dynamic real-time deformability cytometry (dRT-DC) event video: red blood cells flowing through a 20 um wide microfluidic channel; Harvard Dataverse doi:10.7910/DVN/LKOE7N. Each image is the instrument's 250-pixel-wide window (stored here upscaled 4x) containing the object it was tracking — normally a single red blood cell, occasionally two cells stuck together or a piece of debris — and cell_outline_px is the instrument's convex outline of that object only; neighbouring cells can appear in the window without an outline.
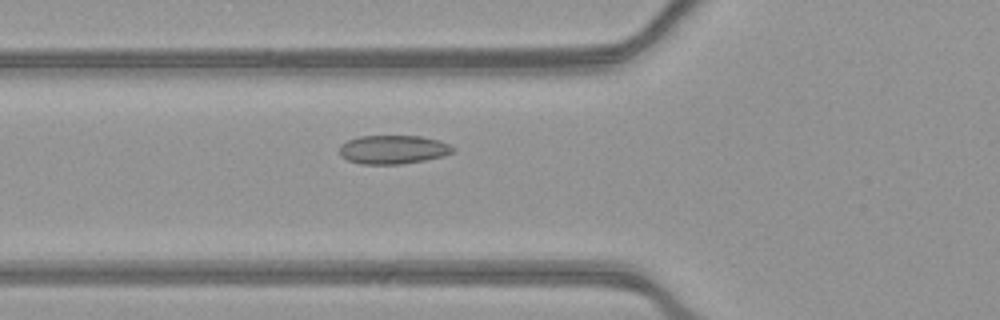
{"species": "common noctule bat (a hibernating species)", "species_latin": "Nyctalus noctula", "temperature_condition": "warm", "stored_images_in_passage": 53, "camera_frame_rate_fps": 3000, "um_per_image_px": 0.085, "animal": {"sex": "female", "body_mass_g": 21.9}, "frame": {"image": 1, "passage_image": 20, "time_ms": 6.333, "image_size_px": [1000, 320], "cell_outline_px": [[456, 148], [452, 152], [444, 156], [424, 160], [400, 164], [360, 164], [348, 160], [340, 156], [340, 144], [348, 140], [360, 136], [420, 136], [440, 140]], "centroid_in_image_um": [33.41, 12.71], "position_along_channel_um": 92.4, "area_um2": 19.02}}
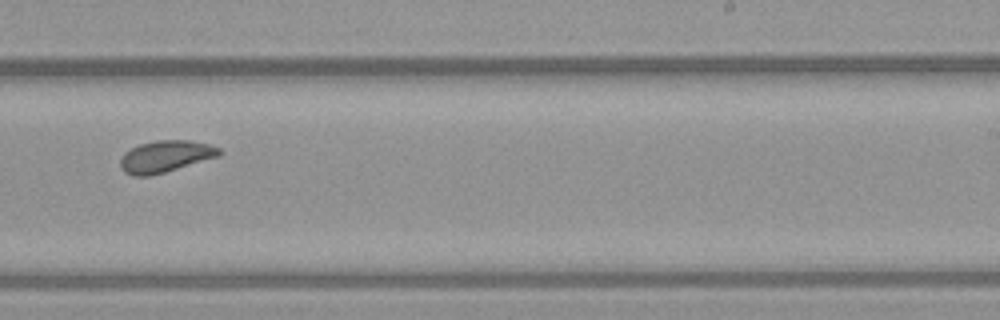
{"frame": {"image": 2, "passage_image": 34, "time_ms": 11.0, "image_size_px": [1000, 320], "cell_outline_px": [[224, 152], [220, 156], [164, 172], [148, 176], [132, 176], [124, 172], [120, 168], [120, 160], [124, 152], [140, 144], [156, 140], [188, 140], [208, 144], [220, 148]], "centroid_in_image_um": [14.06, 13.29], "position_along_channel_um": 274.9, "area_um2": 18.32}}
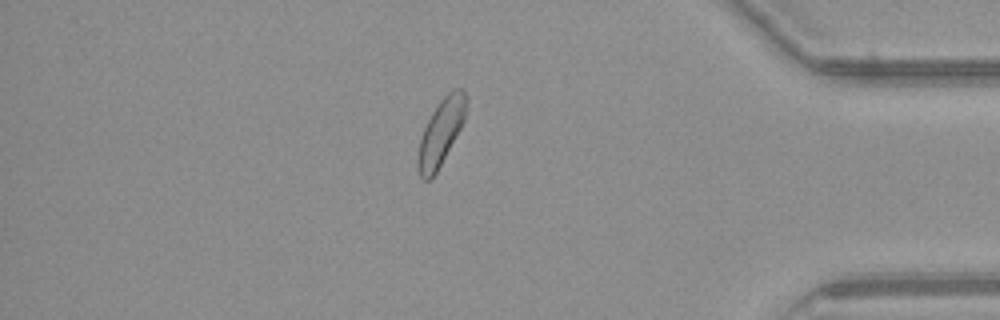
{"frame": {"image": 3, "passage_image": 46, "time_ms": 15.0, "image_size_px": [1000, 320], "cell_outline_px": [[468, 104], [464, 120], [460, 128], [432, 180], [424, 180], [420, 176], [416, 164], [416, 156], [420, 140], [424, 128], [432, 112], [440, 100], [452, 88], [460, 88], [464, 92], [468, 100]], "centroid_in_image_um": [37.46, 11.24], "position_along_channel_um": 397.7, "area_um2": 18.61}, "authors_computed_cell_mechanics": {"area_um2": 18.7272, "velocity_mm_per_s": 3.8984, "shape_relaxation_time_tau1_ms": 4.6942, "shape_relaxation_time_tau2_ms": 3.2273, "deformation_change_tau1": 0.0699, "deformation_change_tau2": 0.0739}}